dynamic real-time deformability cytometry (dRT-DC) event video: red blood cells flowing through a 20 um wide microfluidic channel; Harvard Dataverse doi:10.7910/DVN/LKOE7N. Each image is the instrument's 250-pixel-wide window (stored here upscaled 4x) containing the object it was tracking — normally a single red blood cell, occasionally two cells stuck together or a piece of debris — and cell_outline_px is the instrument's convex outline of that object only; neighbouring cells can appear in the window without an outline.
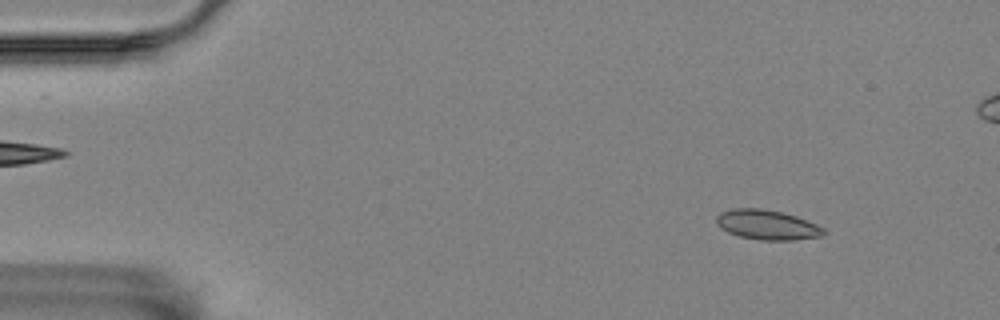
{"species": "Egyptian fruit bat (a non-hibernating species)", "species_latin": "Rousettus aegyptiacus", "temperature_condition": "room temperature", "stored_images_in_passage": 57, "camera_frame_rate_fps": 3000, "um_per_image_px": 0.085, "animal": {"sex": "female"}, "frame": {"image": 1, "passage_image": 6, "time_ms": 1.667, "image_size_px": [1000, 320], "cell_outline_px": [[824, 236], [792, 240], [760, 240], [740, 236], [728, 232], [720, 228], [716, 224], [716, 216], [720, 212], [732, 208], [760, 208], [780, 212], [796, 216], [816, 224], [824, 228]], "centroid_in_image_um": [65.18, 19.11], "position_along_channel_um": 19.8, "area_um2": 18.61}}
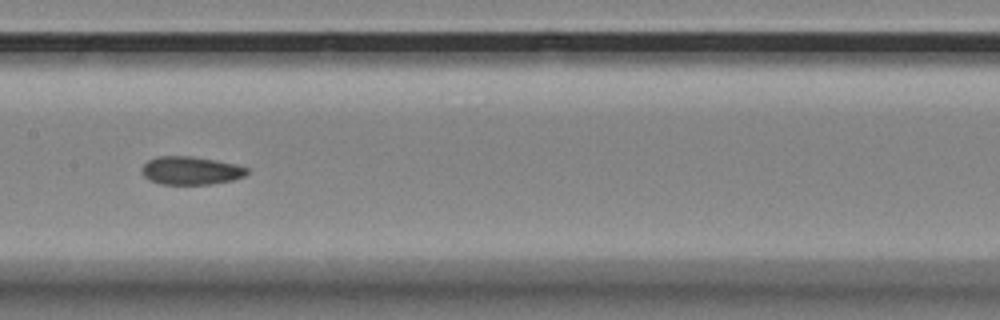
{"frame": {"image": 2, "passage_image": 28, "time_ms": 9.0, "image_size_px": [1000, 320], "cell_outline_px": [[248, 172], [244, 176], [232, 180], [212, 184], [160, 184], [148, 180], [140, 172], [140, 168], [148, 160], [156, 156], [192, 156], [216, 160], [236, 164], [248, 168]], "centroid_in_image_um": [16.18, 14.49], "position_along_channel_um": 191.2, "area_um2": 17.46}}
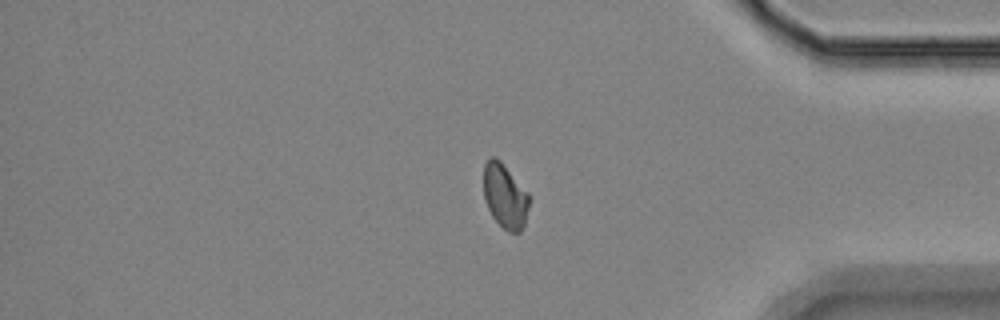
{"frame": {"image": 3, "passage_image": 47, "time_ms": 15.333, "image_size_px": [1000, 320], "cell_outline_px": [[528, 208], [524, 224], [520, 232], [508, 232], [492, 216], [484, 200], [484, 164], [492, 156], [500, 160], [528, 192]], "centroid_in_image_um": [42.91, 16.66], "position_along_channel_um": 392.3, "area_um2": 16.88}, "authors_computed_cell_mechanics": {"area_um2": 17.629, "velocity_mm_per_s": 3.5182, "shape_relaxation_time_tau1_ms": 9.6473, "shape_relaxation_time_tau2_ms": 1.4708, "deformation_change_tau1": 0.1613, "deformation_change_tau2": 0.0591}}